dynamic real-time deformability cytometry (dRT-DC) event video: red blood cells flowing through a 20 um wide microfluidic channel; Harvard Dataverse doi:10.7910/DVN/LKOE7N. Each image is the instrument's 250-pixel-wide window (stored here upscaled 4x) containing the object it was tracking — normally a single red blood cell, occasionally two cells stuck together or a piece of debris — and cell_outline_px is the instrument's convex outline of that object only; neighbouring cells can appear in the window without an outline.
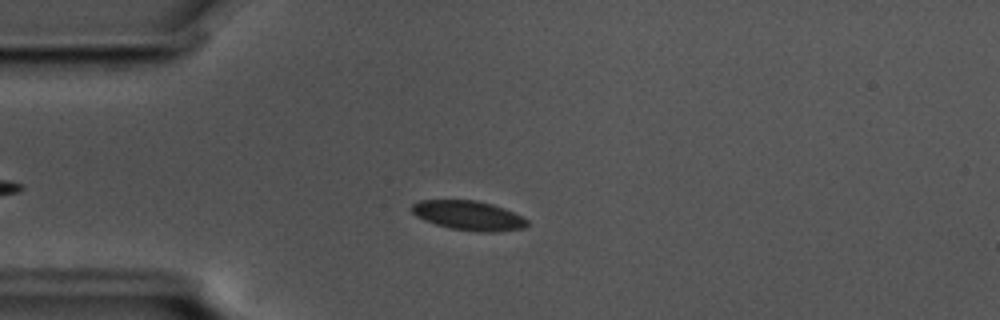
{"species": "common noctule bat (a hibernating species)", "species_latin": "Nyctalus noctula", "temperature_condition": "cold", "stored_images_in_passage": 40, "camera_frame_rate_fps": 3000, "um_per_image_px": 0.085, "animal": {"sex": "male", "body_mass_g": 17.5, "forearm_length_mm": 52.3}, "frame": {"image": 1, "passage_image": 9, "time_ms": 2.667, "image_size_px": [1000, 320], "cell_outline_px": [[528, 224], [524, 228], [492, 232], [476, 232], [452, 228], [436, 224], [424, 220], [416, 216], [412, 212], [412, 204], [420, 200], [476, 200], [492, 204], [504, 208], [528, 220]], "centroid_in_image_um": [39.82, 18.31], "position_along_channel_um": 45.2, "area_um2": 19.65}}
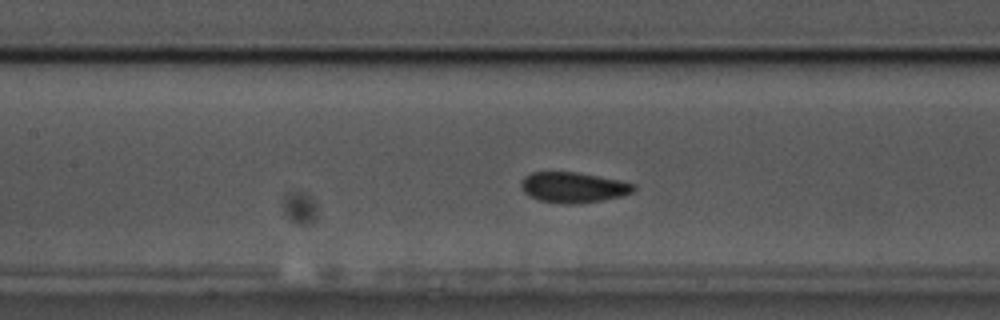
{"frame": {"image": 2, "passage_image": 20, "time_ms": 6.333, "image_size_px": [1000, 320], "cell_outline_px": [[636, 188], [632, 192], [620, 196], [600, 200], [576, 204], [568, 204], [540, 200], [524, 192], [520, 184], [524, 176], [532, 172], [576, 172], [620, 180], [632, 184]], "centroid_in_image_um": [48.71, 15.91], "position_along_channel_um": 158.7, "area_um2": 19.65}}
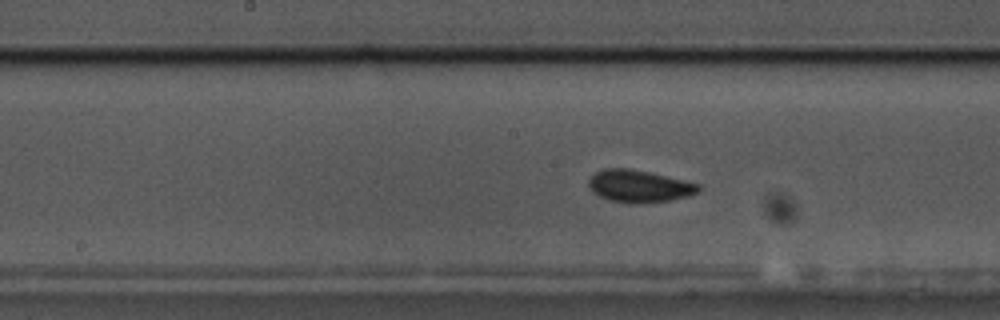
{"frame": {"image": 3, "passage_image": 23, "time_ms": 7.333, "image_size_px": [1000, 320], "cell_outline_px": [[700, 192], [688, 196], [672, 200], [640, 204], [628, 204], [608, 200], [592, 192], [588, 188], [588, 180], [596, 172], [604, 168], [628, 168], [648, 172], [684, 180], [700, 184]], "centroid_in_image_um": [54.31, 15.84], "position_along_channel_um": 193.9, "area_um2": 20.92}, "authors_computed_cell_mechanics": {"area_um2": 19.652, "velocity_mm_per_s": 3.5499, "shape_relaxation_time_tau1_ms": 3.2686, "shape_relaxation_time_tau2_ms": 1.8845, "deformation_change_tau1": 0.0639, "deformation_change_tau2": 0.0505}}